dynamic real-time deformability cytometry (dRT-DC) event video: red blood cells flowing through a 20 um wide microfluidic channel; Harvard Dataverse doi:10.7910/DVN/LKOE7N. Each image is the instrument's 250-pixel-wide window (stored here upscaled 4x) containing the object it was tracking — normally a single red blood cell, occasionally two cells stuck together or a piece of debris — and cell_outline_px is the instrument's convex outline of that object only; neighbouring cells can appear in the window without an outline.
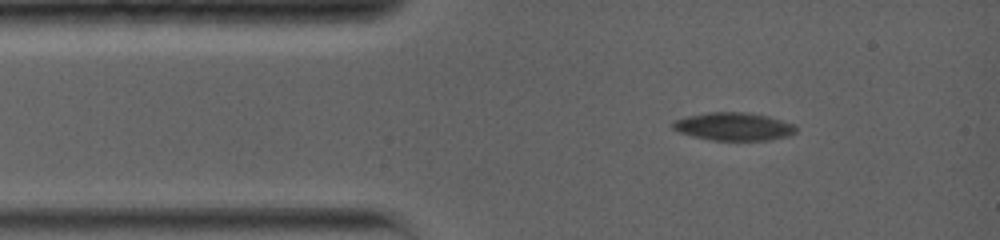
{"species": "common noctule bat (a hibernating species)", "species_latin": "Nyctalus noctula", "temperature_condition": "warm", "stored_images_in_passage": 41, "camera_frame_rate_fps": 5000, "um_per_image_px": 0.085, "animal": {"sex": "female", "body_mass_g": 19.0, "forearm_length_mm": 56.7}, "frame": {"image": 1, "passage_image": 1, "time_ms": 0.0, "image_size_px": [1000, 240], "cell_outline_px": [[796, 132], [788, 136], [772, 140], [712, 140], [692, 136], [680, 132], [672, 128], [672, 120], [684, 116], [708, 112], [744, 112], [768, 116], [796, 124]], "centroid_in_image_um": [62.35, 10.75], "position_along_channel_um": 22.6, "area_um2": 20.29}}
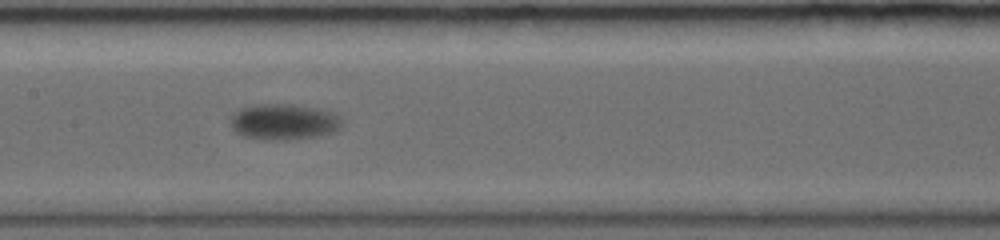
{"frame": {"image": 2, "passage_image": 18, "time_ms": 5.4, "image_size_px": [1000, 240], "cell_outline_px": [[340, 128], [332, 132], [316, 136], [292, 140], [264, 140], [244, 136], [236, 132], [232, 128], [232, 112], [240, 108], [252, 104], [296, 104], [336, 112], [340, 116]], "centroid_in_image_um": [24.11, 10.34], "position_along_channel_um": 183.3, "area_um2": 23.58}}
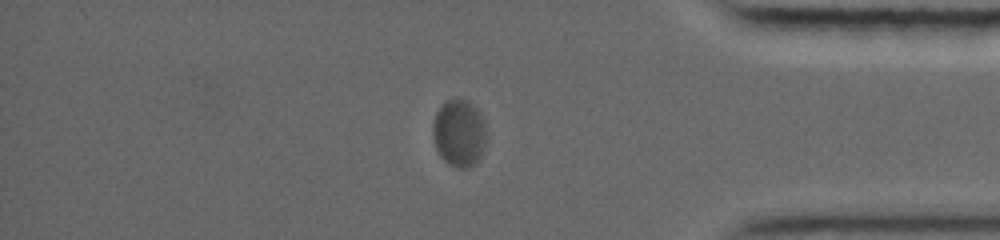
{"frame": {"image": 3, "passage_image": 34, "time_ms": 12.0, "image_size_px": [1000, 240], "cell_outline_px": [[484, 152], [476, 164], [468, 168], [456, 168], [444, 160], [440, 156], [436, 148], [432, 136], [432, 124], [436, 112], [440, 104], [448, 100], [464, 100], [472, 104], [480, 112], [484, 120]], "centroid_in_image_um": [39.0, 11.33], "position_along_channel_um": 396.2, "area_um2": 21.1}}